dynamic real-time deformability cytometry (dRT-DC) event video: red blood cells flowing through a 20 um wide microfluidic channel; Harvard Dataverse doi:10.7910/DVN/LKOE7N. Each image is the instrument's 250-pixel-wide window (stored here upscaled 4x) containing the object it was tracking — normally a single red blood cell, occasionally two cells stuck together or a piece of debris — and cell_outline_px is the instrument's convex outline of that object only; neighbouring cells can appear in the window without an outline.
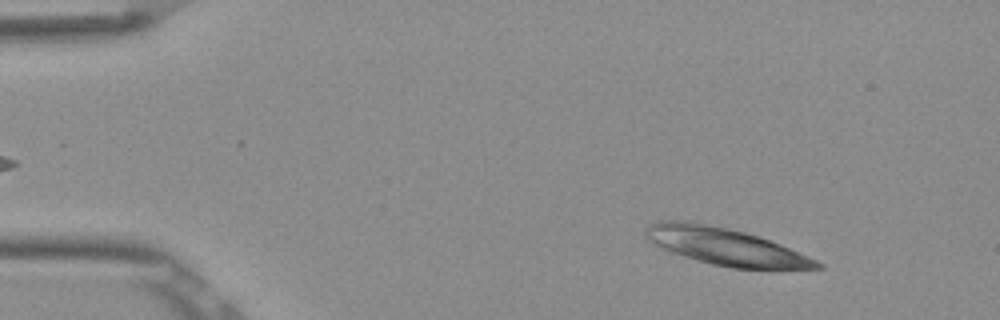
{"species": "Egyptian fruit bat (a non-hibernating species)", "species_latin": "Rousettus aegyptiacus", "temperature_condition": "room temperature", "stored_images_in_passage": 52, "camera_frame_rate_fps": 3000, "um_per_image_px": 0.085, "frame": {"image": 1, "passage_image": 6, "time_ms": 1.667, "image_size_px": [1000, 320], "cell_outline_px": [[824, 268], [732, 268], [712, 264], [684, 256], [672, 252], [652, 244], [644, 236], [644, 228], [648, 224], [660, 220], [684, 220], [728, 228], [760, 236], [780, 244], [808, 256], [824, 264]], "centroid_in_image_um": [61.58, 20.93], "position_along_channel_um": 23.4, "area_um2": 36.82}}
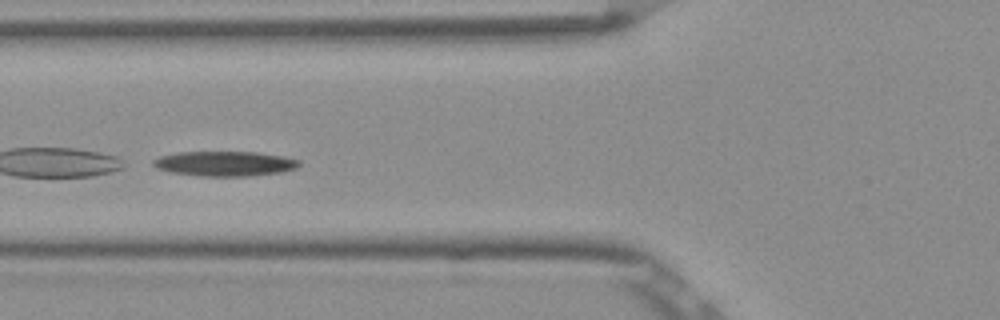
{"frame": {"image": 2, "passage_image": 20, "time_ms": 6.333, "image_size_px": [1000, 320], "cell_outline_px": [[300, 164], [296, 168], [280, 172], [248, 176], [200, 176], [172, 172], [156, 168], [152, 164], [152, 160], [160, 156], [176, 152], [256, 152], [284, 156], [300, 160]], "centroid_in_image_um": [19.09, 13.9], "position_along_channel_um": 106.7, "area_um2": 21.15}}
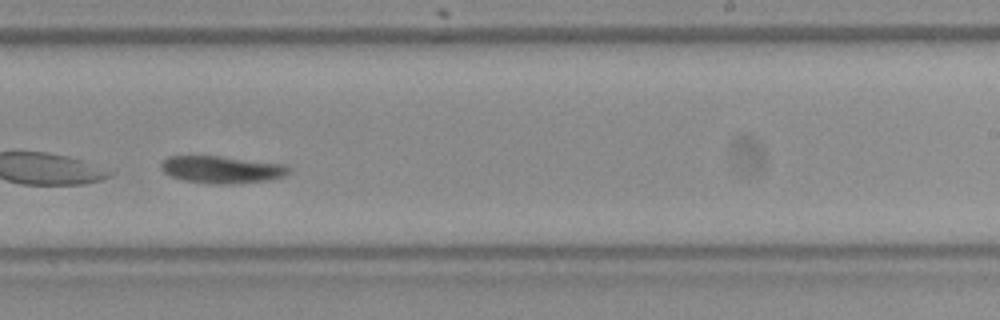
{"frame": {"image": 3, "passage_image": 33, "time_ms": 10.667, "image_size_px": [1000, 320], "cell_outline_px": [[292, 168], [284, 176], [268, 180], [232, 184], [212, 184], [184, 180], [172, 176], [164, 172], [160, 168], [160, 164], [168, 156], [220, 156], [284, 164]], "centroid_in_image_um": [18.85, 14.41], "position_along_channel_um": 270.1, "area_um2": 20.23}, "authors_computed_cell_mechanics": {"area_um2": 22.6865, "velocity_mm_per_s": 3.7718, "shape_relaxation_time_tau1_ms": 1.488, "shape_relaxation_time_tau2_ms": 5.7951, "deformation_change_tau1": 0.1944, "deformation_change_tau2": 0.0787}}